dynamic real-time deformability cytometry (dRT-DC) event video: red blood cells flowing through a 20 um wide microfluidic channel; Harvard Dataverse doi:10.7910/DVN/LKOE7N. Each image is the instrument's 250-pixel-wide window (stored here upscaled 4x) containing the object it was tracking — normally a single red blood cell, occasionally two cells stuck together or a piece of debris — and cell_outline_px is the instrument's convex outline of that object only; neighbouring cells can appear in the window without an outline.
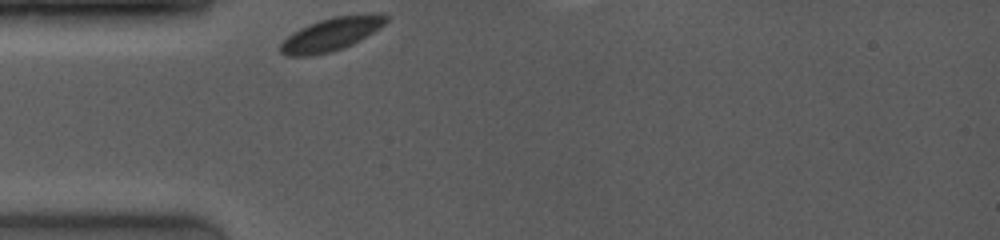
{"species": "common noctule bat (a hibernating species)", "species_latin": "Nyctalus noctula", "temperature_condition": "room temperature", "stored_images_in_passage": 9, "camera_frame_rate_fps": 4000, "um_per_image_px": 0.085, "animal": {"sex": "female", "body_mass_g": 19.0, "forearm_length_mm": 53.3}, "frame": {"image": 1, "passage_image": 1, "time_ms": 0.0, "image_size_px": [1000, 240], "cell_outline_px": [[388, 20], [384, 24], [372, 32], [352, 44], [344, 48], [332, 52], [308, 56], [284, 56], [280, 52], [280, 44], [288, 36], [300, 28], [320, 20], [336, 16], [384, 12], [388, 16]], "centroid_in_image_um": [28.16, 2.91], "position_along_channel_um": 56.8, "area_um2": 20.29}}